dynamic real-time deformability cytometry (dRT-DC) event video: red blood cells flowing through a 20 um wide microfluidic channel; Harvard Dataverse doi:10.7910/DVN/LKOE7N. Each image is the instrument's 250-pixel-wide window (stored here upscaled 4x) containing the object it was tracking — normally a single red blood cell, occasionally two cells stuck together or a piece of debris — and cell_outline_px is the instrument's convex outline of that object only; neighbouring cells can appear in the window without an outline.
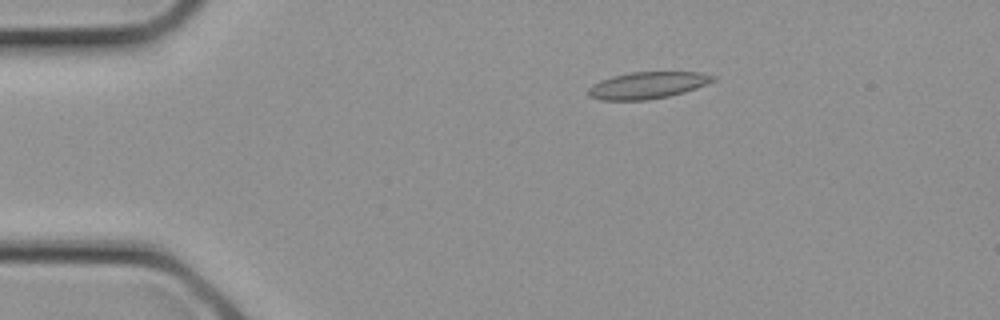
{"species": "common noctule bat (a hibernating species)", "species_latin": "Nyctalus noctula", "temperature_condition": "cold", "stored_images_in_passage": 10, "camera_frame_rate_fps": 3000, "um_per_image_px": 0.085, "animal": {"sex": "female", "body_mass_g": 21.9}, "frame": {"image": 1, "passage_image": 5, "time_ms": 1.333, "image_size_px": [1000, 320], "cell_outline_px": [[716, 80], [696, 88], [684, 92], [668, 96], [644, 100], [600, 100], [588, 96], [588, 88], [592, 84], [600, 80], [612, 76], [632, 72], [700, 72], [716, 76]], "centroid_in_image_um": [55.02, 7.24], "position_along_channel_um": 30.0, "area_um2": 19.48}}
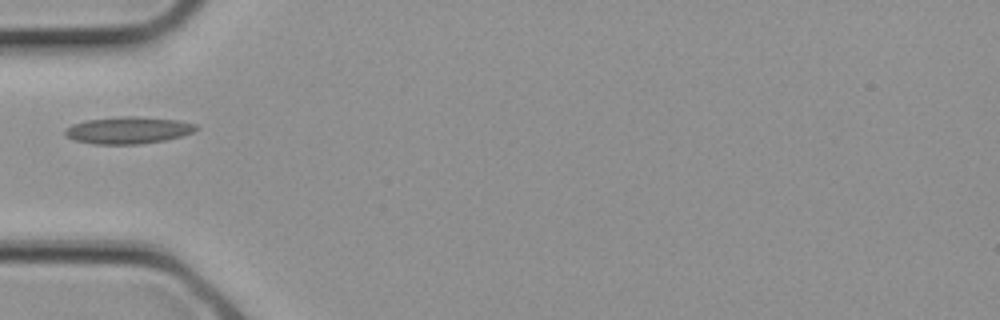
{"frame": {"image": 2, "passage_image": 9, "time_ms": 2.667, "image_size_px": [1000, 320], "cell_outline_px": [[200, 128], [184, 136], [164, 140], [140, 144], [92, 144], [76, 140], [68, 136], [64, 132], [64, 128], [72, 124], [84, 120], [124, 116], [136, 116], [176, 120], [196, 124]], "centroid_in_image_um": [10.9, 11.06], "position_along_channel_um": 74.1, "area_um2": 20.63}}